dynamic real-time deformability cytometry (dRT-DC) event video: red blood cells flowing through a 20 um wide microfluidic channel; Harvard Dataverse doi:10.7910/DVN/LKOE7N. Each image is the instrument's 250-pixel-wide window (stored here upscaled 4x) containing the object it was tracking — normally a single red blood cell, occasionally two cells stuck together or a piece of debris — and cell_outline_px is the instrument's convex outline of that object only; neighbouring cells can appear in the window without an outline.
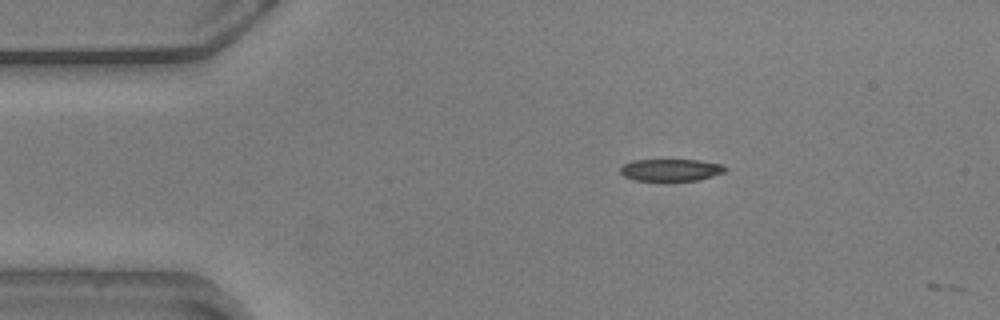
{"species": "common noctule bat (a hibernating species)", "species_latin": "Nyctalus noctula", "temperature_condition": "warm", "stored_images_in_passage": 3, "camera_frame_rate_fps": 3000, "um_per_image_px": 0.085, "animal": {"sex": "male", "body_mass_g": 20.5, "forearm_length_mm": 52.5}, "frame": {"image": 1, "passage_image": 2, "time_ms": 0.333, "image_size_px": [1000, 320], "cell_outline_px": [[728, 168], [724, 172], [700, 180], [632, 180], [624, 176], [620, 172], [620, 168], [624, 164], [632, 160], [700, 160], [720, 164]], "centroid_in_image_um": [57.01, 14.44], "position_along_channel_um": 28.0, "area_um2": 13.41}}